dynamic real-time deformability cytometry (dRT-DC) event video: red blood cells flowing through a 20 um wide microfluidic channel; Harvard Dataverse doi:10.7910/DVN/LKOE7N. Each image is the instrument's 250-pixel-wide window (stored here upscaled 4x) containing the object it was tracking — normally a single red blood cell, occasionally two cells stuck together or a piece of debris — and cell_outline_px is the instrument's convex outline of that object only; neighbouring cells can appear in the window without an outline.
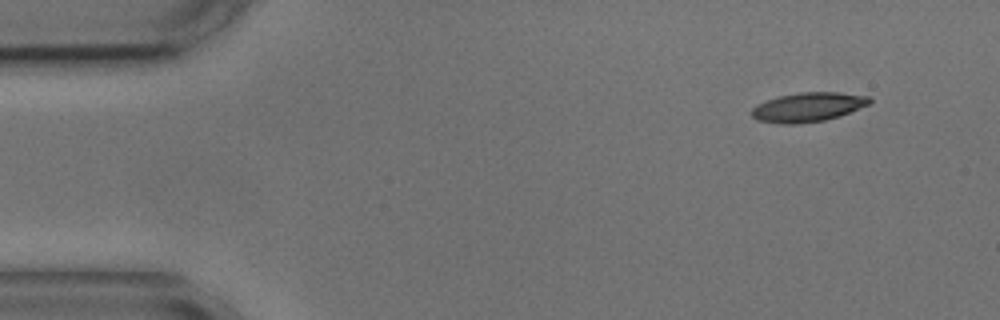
{"species": "common noctule bat (a hibernating species)", "species_latin": "Nyctalus noctula", "temperature_condition": "cold", "stored_images_in_passage": 5, "camera_frame_rate_fps": 3000, "um_per_image_px": 0.085, "animal": {"sex": "male", "body_mass_g": 17.9, "forearm_length_mm": 54.2}, "frame": {"image": 1, "passage_image": 1, "time_ms": 0.0, "image_size_px": [1000, 320], "cell_outline_px": [[872, 104], [840, 116], [824, 120], [796, 124], [780, 124], [756, 120], [752, 116], [752, 108], [756, 104], [780, 96], [800, 92], [840, 92], [868, 96], [872, 100]], "centroid_in_image_um": [68.71, 9.11], "position_along_channel_um": 16.3, "area_um2": 20.23}}
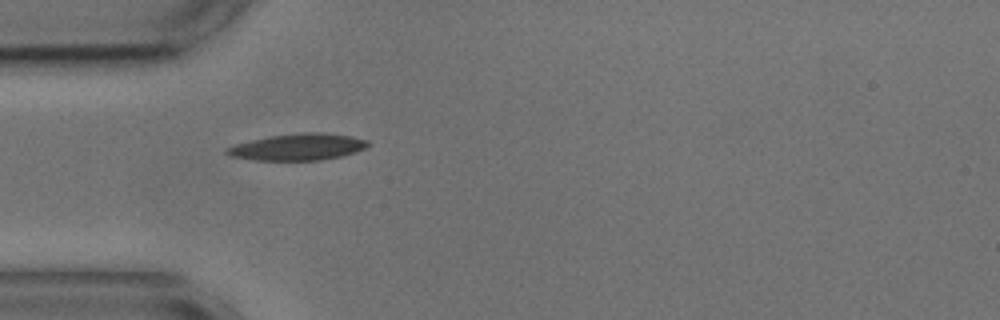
{"frame": {"image": 2, "passage_image": 4, "time_ms": 3.667, "image_size_px": [1000, 320], "cell_outline_px": [[368, 144], [364, 148], [356, 152], [344, 156], [320, 160], [256, 160], [232, 156], [224, 152], [224, 148], [236, 144], [268, 136], [300, 132], [324, 132], [348, 136], [368, 140]], "centroid_in_image_um": [25.32, 12.49], "position_along_channel_um": 59.7, "area_um2": 21.85}}